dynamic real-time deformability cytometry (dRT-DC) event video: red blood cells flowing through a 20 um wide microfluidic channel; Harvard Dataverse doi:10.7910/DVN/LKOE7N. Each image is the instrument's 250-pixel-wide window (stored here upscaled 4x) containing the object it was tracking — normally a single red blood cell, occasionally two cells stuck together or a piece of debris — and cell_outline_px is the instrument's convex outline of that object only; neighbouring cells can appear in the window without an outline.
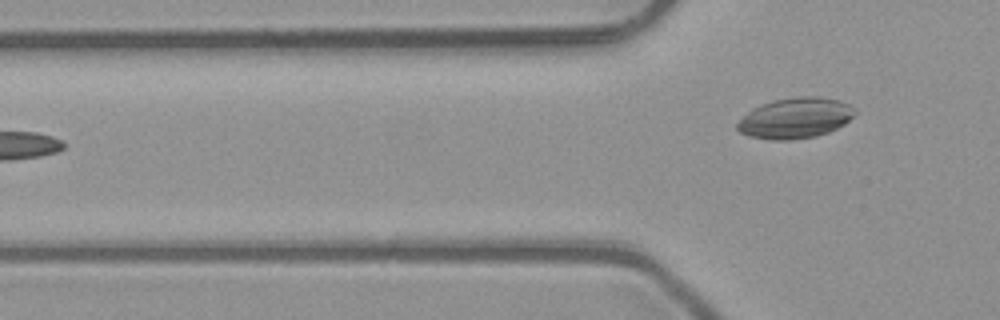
{"species": "common noctule bat (a hibernating species)", "species_latin": "Nyctalus noctula", "temperature_condition": "room temperature", "stored_images_in_passage": 6, "camera_frame_rate_fps": 3000, "um_per_image_px": 0.085, "animal": {"sex": "male", "body_mass_g": 23.1, "forearm_length_mm": 52.7}, "frame": {"image": 1, "passage_image": 6, "time_ms": 1.667, "image_size_px": [1000, 320], "cell_outline_px": [[856, 112], [844, 124], [828, 132], [816, 136], [792, 140], [768, 140], [748, 136], [740, 132], [736, 128], [736, 124], [752, 108], [760, 104], [772, 100], [796, 96], [816, 96], [840, 100], [856, 108]], "centroid_in_image_um": [67.58, 10.03], "position_along_channel_um": 58.2, "area_um2": 28.03}}